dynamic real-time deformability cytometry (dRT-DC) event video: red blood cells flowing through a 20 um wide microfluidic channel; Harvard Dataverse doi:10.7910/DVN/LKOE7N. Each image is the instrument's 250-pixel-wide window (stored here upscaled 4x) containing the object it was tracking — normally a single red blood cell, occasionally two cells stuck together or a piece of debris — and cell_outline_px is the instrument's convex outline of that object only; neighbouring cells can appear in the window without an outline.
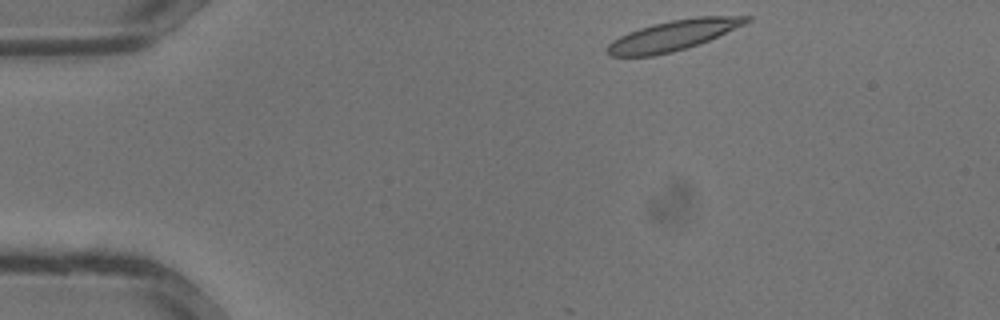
{"species": "common noctule bat (a hibernating species)", "species_latin": "Nyctalus noctula", "temperature_condition": "warm", "stored_images_in_passage": 29, "camera_frame_rate_fps": 3000, "um_per_image_px": 0.085, "animal": {"sex": "male", "body_mass_g": 13.3}, "frame": {"image": 1, "passage_image": 1, "time_ms": 0.0, "image_size_px": [1000, 320], "cell_outline_px": [[752, 20], [744, 24], [700, 44], [672, 52], [652, 56], [608, 56], [608, 44], [612, 40], [628, 32], [652, 24], [672, 20], [696, 16], [752, 16]], "centroid_in_image_um": [57.23, 3.0], "position_along_channel_um": 27.8, "area_um2": 24.39}}
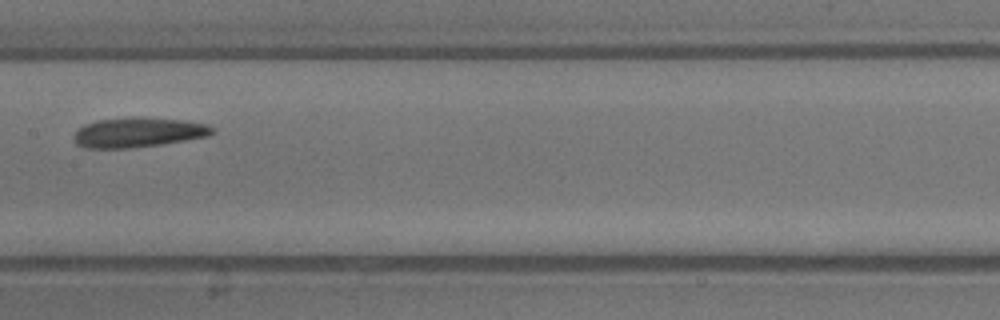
{"frame": {"image": 2, "passage_image": 13, "time_ms": 4.0, "image_size_px": [1000, 320], "cell_outline_px": [[216, 128], [208, 136], [160, 144], [128, 148], [84, 148], [76, 144], [72, 140], [72, 136], [84, 124], [96, 120], [136, 116], [144, 116], [180, 120], [208, 124]], "centroid_in_image_um": [11.7, 11.24], "position_along_channel_um": 195.7, "area_um2": 24.22}}
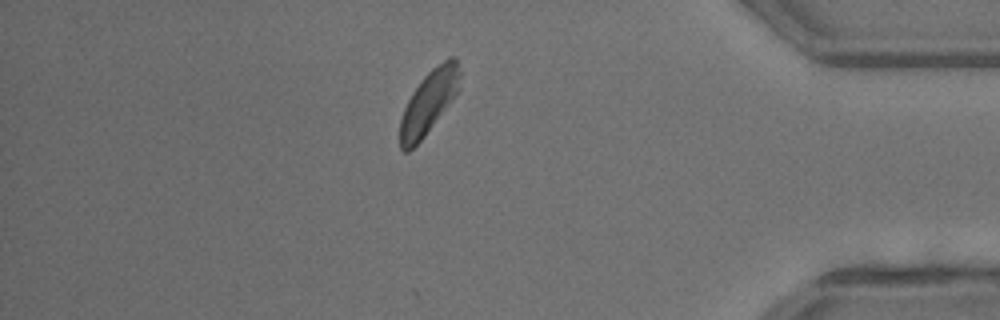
{"frame": {"image": 3, "passage_image": 25, "time_ms": 8.0, "image_size_px": [1000, 320], "cell_outline_px": [[460, 88], [456, 96], [424, 136], [408, 152], [404, 152], [400, 148], [400, 120], [404, 108], [412, 92], [424, 76], [432, 68], [448, 56], [456, 56], [460, 72]], "centroid_in_image_um": [36.47, 8.64], "position_along_channel_um": 398.7, "area_um2": 22.08}}